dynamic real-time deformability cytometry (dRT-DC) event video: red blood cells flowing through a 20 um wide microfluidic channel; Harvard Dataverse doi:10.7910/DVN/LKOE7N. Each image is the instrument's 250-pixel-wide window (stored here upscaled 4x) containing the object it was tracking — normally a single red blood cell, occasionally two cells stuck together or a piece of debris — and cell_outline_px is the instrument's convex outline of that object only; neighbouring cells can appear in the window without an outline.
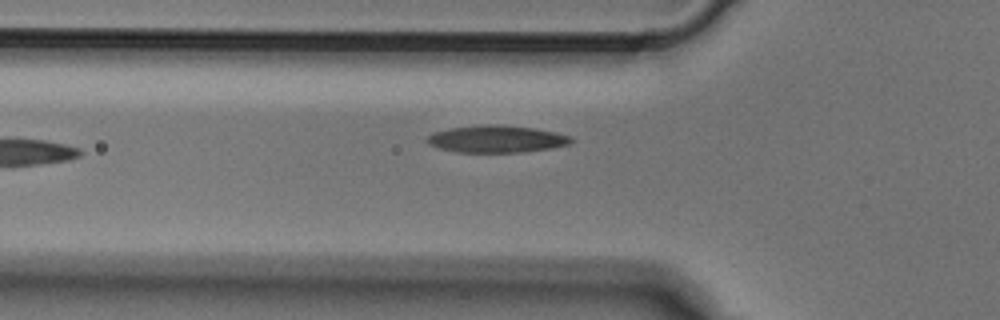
{"species": "Egyptian fruit bat (a non-hibernating species)", "species_latin": "Rousettus aegyptiacus", "temperature_condition": "cold", "stored_images_in_passage": 6, "camera_frame_rate_fps": 3000, "um_per_image_px": 0.085, "animal": {"sex": "male"}, "frame": {"image": 1, "passage_image": 6, "time_ms": 1.667, "image_size_px": [1000, 320], "cell_outline_px": [[576, 140], [572, 144], [552, 148], [524, 152], [456, 152], [440, 148], [428, 144], [424, 140], [428, 136], [436, 132], [448, 128], [484, 124], [504, 124], [536, 128], [556, 132], [572, 136]], "centroid_in_image_um": [42.28, 11.8], "position_along_channel_um": 83.5, "area_um2": 23.24}}